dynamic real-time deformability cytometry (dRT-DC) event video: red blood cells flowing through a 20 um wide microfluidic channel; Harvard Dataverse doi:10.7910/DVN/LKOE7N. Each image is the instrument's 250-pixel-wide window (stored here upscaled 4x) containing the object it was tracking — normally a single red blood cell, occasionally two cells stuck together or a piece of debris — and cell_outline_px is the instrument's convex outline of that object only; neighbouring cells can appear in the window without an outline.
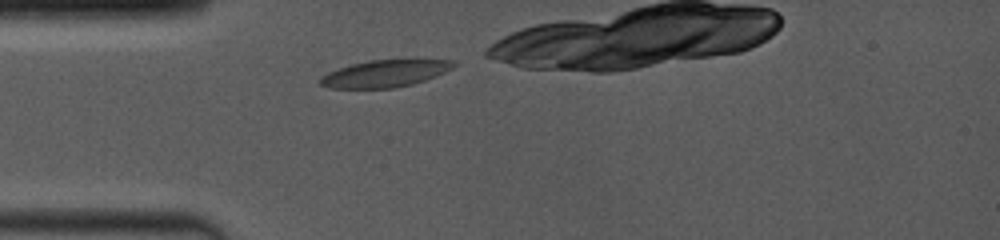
{"species": "common noctule bat (a hibernating species)", "species_latin": "Nyctalus noctula", "temperature_condition": "room temperature", "stored_images_in_passage": 38, "camera_frame_rate_fps": 4000, "um_per_image_px": 0.085, "animal": {"sex": "female", "body_mass_g": 19.0, "forearm_length_mm": 53.3}, "frame": {"image": 1, "passage_image": 1, "time_ms": 0.0, "image_size_px": [1000, 240], "cell_outline_px": [[460, 64], [436, 76], [412, 84], [396, 88], [328, 88], [320, 84], [320, 76], [328, 72], [352, 64], [368, 60], [408, 56], [456, 60]], "centroid_in_image_um": [32.86, 6.18], "position_along_channel_um": 52.1, "area_um2": 22.25}}
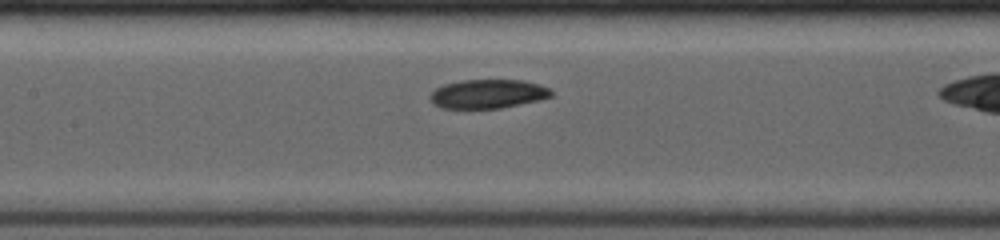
{"frame": {"image": 2, "passage_image": 19, "time_ms": 3.0, "image_size_px": [1000, 240], "cell_outline_px": [[552, 96], [540, 100], [500, 108], [440, 108], [432, 104], [428, 100], [428, 96], [436, 88], [444, 84], [464, 80], [524, 80], [548, 88], [552, 92]], "centroid_in_image_um": [41.41, 7.99], "position_along_channel_um": 166.0, "area_um2": 20.46}}
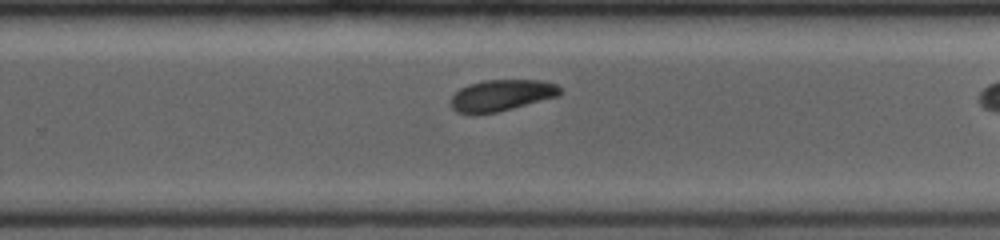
{"frame": {"image": 3, "passage_image": 35, "time_ms": 6.0, "image_size_px": [1000, 240], "cell_outline_px": [[564, 92], [560, 96], [496, 112], [456, 112], [452, 108], [452, 96], [460, 88], [468, 84], [484, 80], [544, 80], [556, 84]], "centroid_in_image_um": [42.7, 8.07], "position_along_channel_um": 287.1, "area_um2": 19.71}}